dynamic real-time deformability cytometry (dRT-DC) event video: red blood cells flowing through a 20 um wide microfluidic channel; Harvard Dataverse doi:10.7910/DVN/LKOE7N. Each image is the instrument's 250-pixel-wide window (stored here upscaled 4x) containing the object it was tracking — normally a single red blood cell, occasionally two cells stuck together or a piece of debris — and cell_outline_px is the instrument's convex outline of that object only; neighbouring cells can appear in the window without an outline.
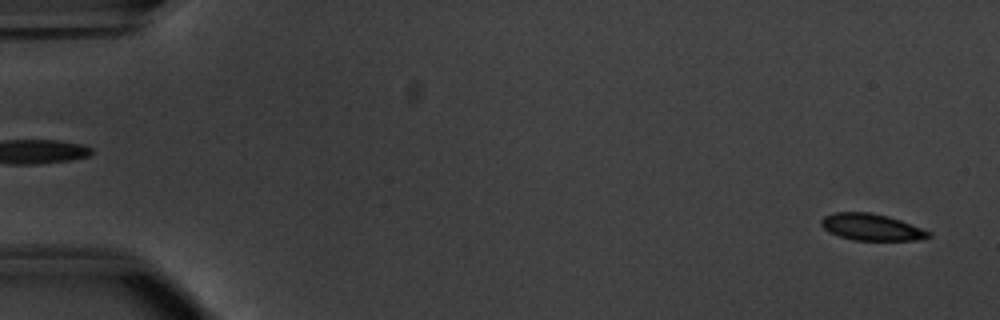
{"species": "common noctule bat (a hibernating species)", "species_latin": "Nyctalus noctula", "temperature_condition": "warm", "stored_images_in_passage": 53, "camera_frame_rate_fps": 3000, "um_per_image_px": 0.085, "animal": {"sex": "male", "body_mass_g": 20.1, "forearm_length_mm": 53.5}, "frame": {"image": 1, "passage_image": 2, "time_ms": 0.333, "image_size_px": [1000, 320], "cell_outline_px": [[932, 236], [916, 240], [852, 240], [828, 232], [820, 224], [820, 220], [824, 216], [832, 212], [872, 212], [888, 216], [900, 220], [932, 232]], "centroid_in_image_um": [74.05, 19.3], "position_along_channel_um": 10.9, "area_um2": 16.76}}
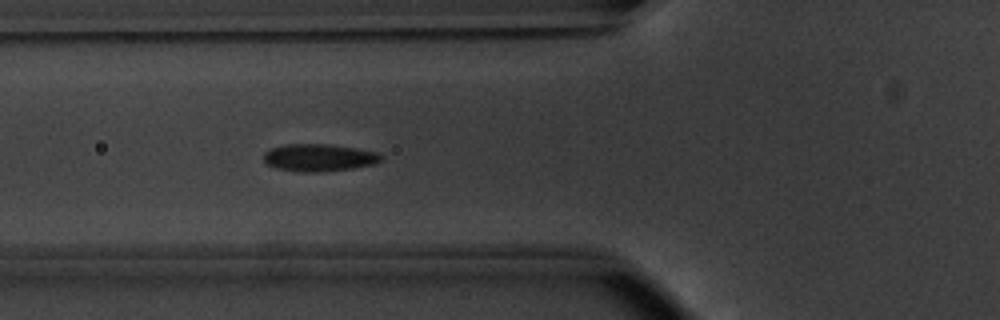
{"frame": {"image": 2, "passage_image": 20, "time_ms": 6.333, "image_size_px": [1000, 320], "cell_outline_px": [[384, 160], [376, 164], [352, 168], [320, 172], [300, 172], [276, 168], [268, 164], [264, 160], [264, 152], [272, 148], [284, 144], [328, 144], [356, 148], [376, 152], [384, 156]], "centroid_in_image_um": [27.15, 13.4], "position_along_channel_um": 98.6, "area_um2": 18.84}}
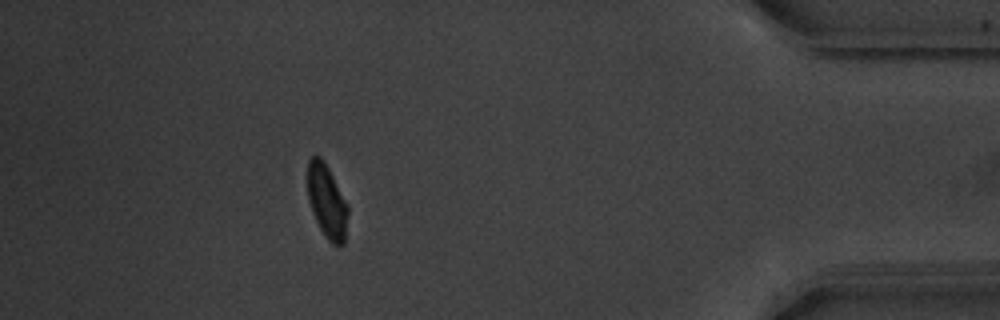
{"frame": {"image": 3, "passage_image": 48, "time_ms": 15.667, "image_size_px": [1000, 320], "cell_outline_px": [[348, 216], [344, 244], [332, 244], [328, 240], [320, 228], [312, 212], [308, 200], [308, 160], [312, 156], [320, 156], [324, 160], [348, 208]], "centroid_in_image_um": [27.77, 17.12], "position_along_channel_um": 407.4, "area_um2": 16.94}, "authors_computed_cell_mechanics": {"area_um2": 17.9758, "velocity_mm_per_s": 3.7999, "shape_relaxation_time_tau1_ms": 2.573, "shape_relaxation_time_tau2_ms": null, "deformation_change_tau1": 0.1143, "deformation_change_tau2": null}}